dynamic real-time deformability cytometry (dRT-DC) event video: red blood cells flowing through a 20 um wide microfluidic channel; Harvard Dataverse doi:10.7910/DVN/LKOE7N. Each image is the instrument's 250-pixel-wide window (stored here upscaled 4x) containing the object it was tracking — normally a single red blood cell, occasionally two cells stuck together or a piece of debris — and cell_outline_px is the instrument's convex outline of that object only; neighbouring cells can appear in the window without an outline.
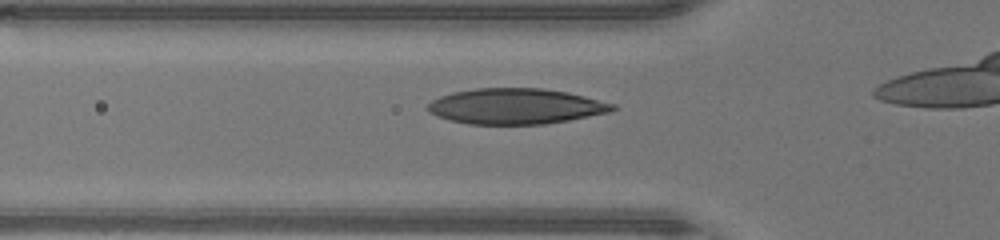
{"species": "human", "species_latin": "Homo sapiens", "temperature_condition": "warm", "stored_images_in_passage": 14, "camera_frame_rate_fps": 3000, "um_per_image_px": 0.085, "donor": {"sex": "male"}, "frame": {"image": 1, "passage_image": 4, "time_ms": 1.0, "image_size_px": [1000, 240], "cell_outline_px": [[616, 108], [612, 112], [568, 120], [544, 124], [468, 124], [436, 116], [428, 112], [424, 108], [432, 100], [440, 96], [452, 92], [476, 88], [540, 88], [568, 92], [616, 104]], "centroid_in_image_um": [43.82, 9.03], "position_along_channel_um": 82.0, "area_um2": 38.49}}
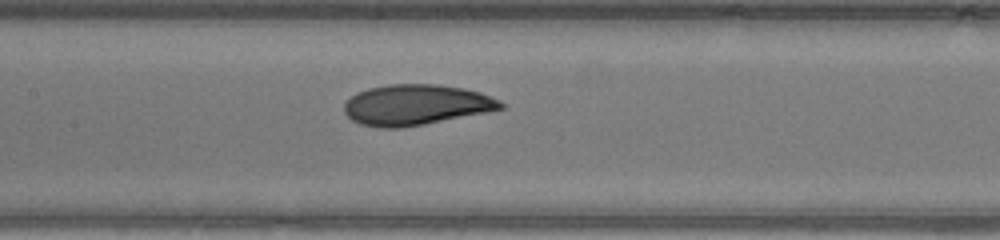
{"frame": {"image": 2, "passage_image": 10, "time_ms": 3.0, "image_size_px": [1000, 240], "cell_outline_px": [[504, 108], [404, 128], [380, 128], [360, 124], [352, 120], [344, 112], [344, 104], [356, 92], [368, 88], [388, 84], [436, 84], [464, 88], [480, 92], [500, 100], [504, 104]], "centroid_in_image_um": [35.33, 8.91], "position_along_channel_um": 172.1, "area_um2": 36.93}}
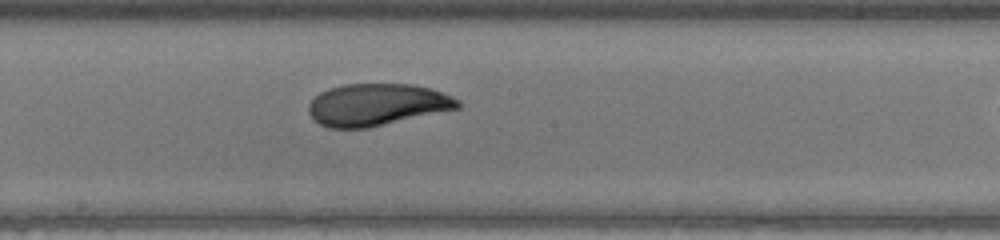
{"frame": {"image": 3, "passage_image": 13, "time_ms": 4.0, "image_size_px": [1000, 240], "cell_outline_px": [[460, 108], [368, 128], [328, 128], [312, 120], [308, 112], [308, 104], [320, 92], [328, 88], [344, 84], [408, 84], [428, 88], [452, 96], [460, 100]], "centroid_in_image_um": [32.0, 8.91], "position_along_channel_um": 216.2, "area_um2": 36.59}}